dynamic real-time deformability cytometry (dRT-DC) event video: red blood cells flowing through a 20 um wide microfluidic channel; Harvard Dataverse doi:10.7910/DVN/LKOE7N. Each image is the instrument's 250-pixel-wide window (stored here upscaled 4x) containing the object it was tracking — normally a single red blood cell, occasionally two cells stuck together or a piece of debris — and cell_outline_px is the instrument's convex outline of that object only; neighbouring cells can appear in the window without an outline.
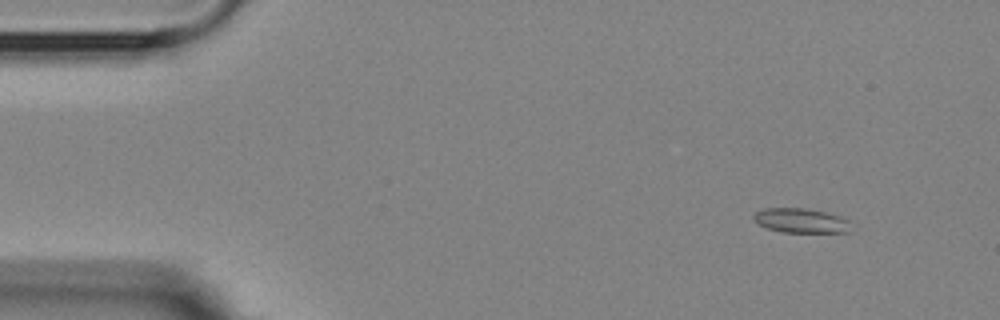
{"species": "Egyptian fruit bat (a non-hibernating species)", "species_latin": "Rousettus aegyptiacus", "temperature_condition": "room temperature", "stored_images_in_passage": 5, "camera_frame_rate_fps": 3000, "um_per_image_px": 0.085, "animal": {"sex": "female"}, "frame": {"image": 1, "passage_image": 2, "time_ms": 1.333, "image_size_px": [1000, 320], "cell_outline_px": [[848, 232], [780, 232], [768, 228], [760, 224], [752, 216], [756, 212], [764, 208], [808, 208], [828, 212], [840, 216], [848, 220]], "centroid_in_image_um": [68.07, 18.73], "position_along_channel_um": 16.9, "area_um2": 13.76}}